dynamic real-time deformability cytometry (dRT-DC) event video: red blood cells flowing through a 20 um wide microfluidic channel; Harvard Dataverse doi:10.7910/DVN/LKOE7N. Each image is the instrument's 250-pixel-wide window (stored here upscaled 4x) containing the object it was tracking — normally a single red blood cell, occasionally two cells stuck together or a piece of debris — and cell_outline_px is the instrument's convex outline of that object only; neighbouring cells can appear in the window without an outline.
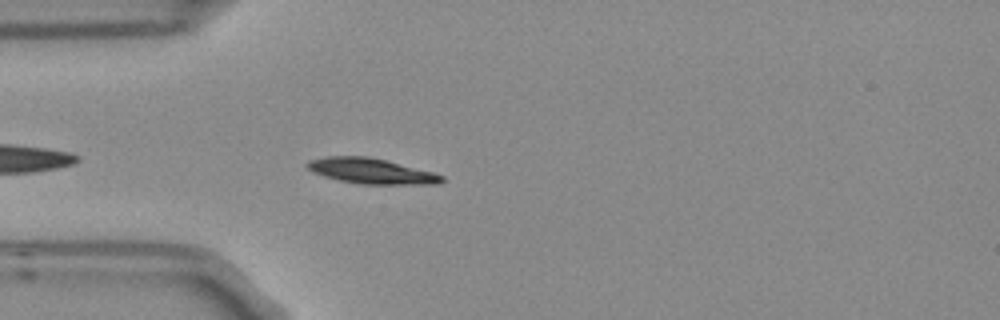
{"species": "Egyptian fruit bat (a non-hibernating species)", "species_latin": "Rousettus aegyptiacus", "temperature_condition": "room temperature", "stored_images_in_passage": 4, "camera_frame_rate_fps": 3000, "um_per_image_px": 0.085, "frame": {"image": 1, "passage_image": 4, "time_ms": 1.0, "image_size_px": [1000, 320], "cell_outline_px": [[444, 180], [440, 184], [360, 184], [340, 180], [324, 176], [312, 172], [304, 164], [308, 160], [328, 156], [368, 156], [432, 172], [444, 176]], "centroid_in_image_um": [31.52, 14.54], "position_along_channel_um": 53.5, "area_um2": 19.77}}